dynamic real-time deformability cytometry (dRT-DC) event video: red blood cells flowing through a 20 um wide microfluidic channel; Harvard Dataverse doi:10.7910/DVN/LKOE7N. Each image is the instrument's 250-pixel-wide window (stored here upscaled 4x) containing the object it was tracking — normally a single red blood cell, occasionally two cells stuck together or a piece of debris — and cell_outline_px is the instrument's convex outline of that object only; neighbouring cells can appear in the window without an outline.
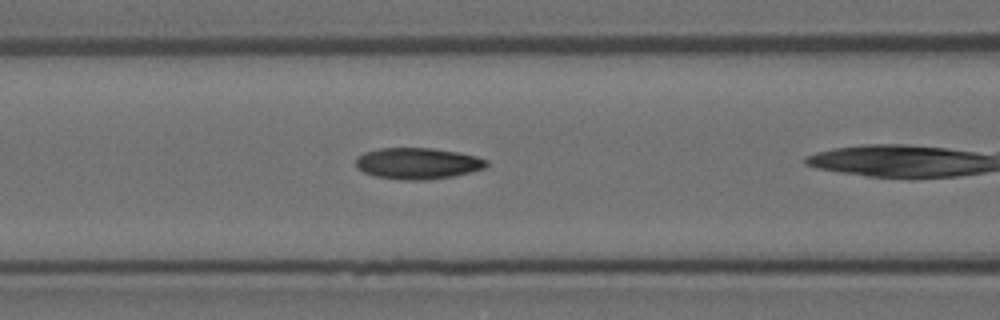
{"species": "Egyptian fruit bat (a non-hibernating species)", "species_latin": "Rousettus aegyptiacus", "temperature_condition": "room temperature", "stored_images_in_passage": 12, "camera_frame_rate_fps": 3000, "um_per_image_px": 0.085, "animal": {"sex": "female"}, "frame": {"image": 1, "passage_image": 7, "time_ms": 2.0, "image_size_px": [1000, 320], "cell_outline_px": [[488, 164], [484, 168], [452, 176], [424, 180], [404, 180], [376, 176], [364, 172], [356, 168], [356, 156], [364, 152], [380, 148], [432, 148], [456, 152], [476, 156], [488, 160]], "centroid_in_image_um": [35.47, 13.88], "position_along_channel_um": 131.1, "area_um2": 23.7}}
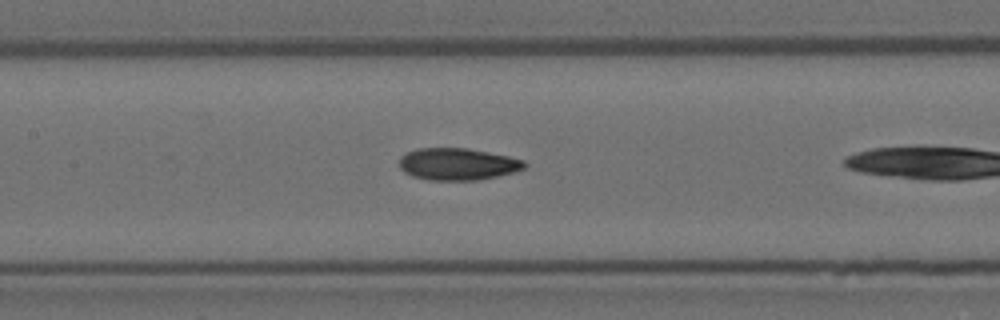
{"frame": {"image": 2, "passage_image": 10, "time_ms": 3.0, "image_size_px": [1000, 320], "cell_outline_px": [[528, 164], [524, 168], [512, 172], [480, 180], [428, 180], [412, 176], [404, 172], [400, 168], [400, 156], [416, 148], [468, 148], [508, 156], [524, 160]], "centroid_in_image_um": [38.88, 13.95], "position_along_channel_um": 168.5, "area_um2": 23.35}}